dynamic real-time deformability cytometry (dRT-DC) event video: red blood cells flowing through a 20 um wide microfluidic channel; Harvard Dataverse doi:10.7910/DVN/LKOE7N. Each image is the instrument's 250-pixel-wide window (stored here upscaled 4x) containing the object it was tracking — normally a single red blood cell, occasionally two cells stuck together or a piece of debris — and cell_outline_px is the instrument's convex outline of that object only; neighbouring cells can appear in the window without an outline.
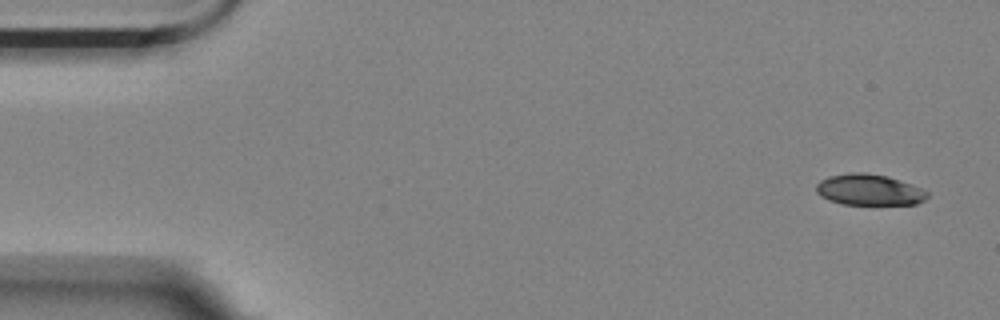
{"species": "Egyptian fruit bat (a non-hibernating species)", "species_latin": "Rousettus aegyptiacus", "temperature_condition": "room temperature", "stored_images_in_passage": 6, "camera_frame_rate_fps": 3000, "um_per_image_px": 0.085, "animal": {"sex": "female"}, "frame": {"image": 1, "passage_image": 1, "time_ms": 0.0, "image_size_px": [1000, 320], "cell_outline_px": [[928, 196], [924, 200], [916, 204], [840, 204], [828, 200], [820, 196], [816, 192], [816, 184], [820, 180], [828, 176], [848, 172], [864, 172], [888, 176], [900, 180], [920, 188], [928, 192]], "centroid_in_image_um": [73.83, 16.12], "position_along_channel_um": 11.2, "area_um2": 20.23}}
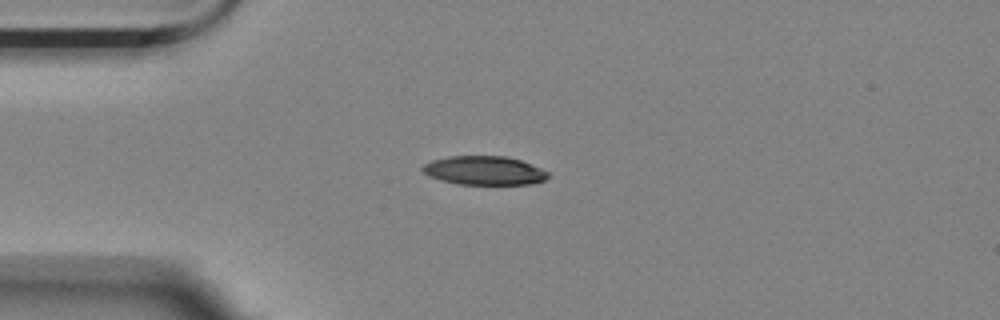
{"frame": {"image": 2, "passage_image": 4, "time_ms": 3.667, "image_size_px": [1000, 320], "cell_outline_px": [[552, 176], [544, 180], [532, 184], [456, 184], [440, 180], [428, 176], [420, 168], [424, 164], [432, 160], [448, 156], [508, 156], [520, 160], [540, 168], [548, 172]], "centroid_in_image_um": [41.15, 14.49], "position_along_channel_um": 43.8, "area_um2": 21.21}}
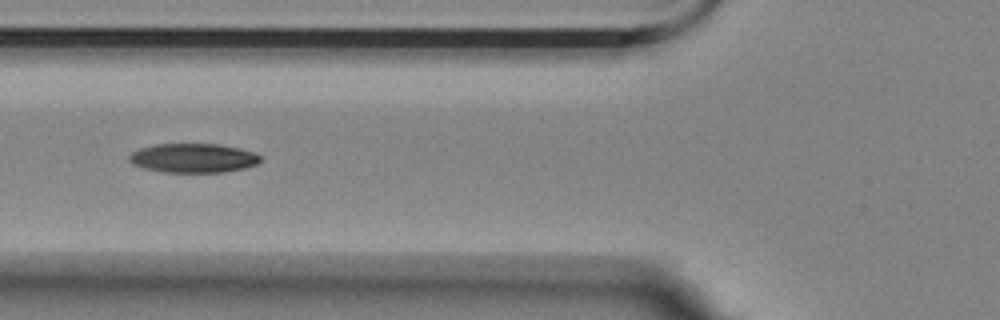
{"frame": {"image": 3, "passage_image": 6, "time_ms": 6.0, "image_size_px": [1000, 320], "cell_outline_px": [[260, 160], [256, 164], [244, 168], [224, 172], [164, 172], [144, 168], [132, 164], [128, 160], [128, 156], [132, 152], [140, 148], [156, 144], [216, 144], [240, 148], [252, 152], [260, 156]], "centroid_in_image_um": [16.39, 13.43], "position_along_channel_um": 109.4, "area_um2": 22.2}}